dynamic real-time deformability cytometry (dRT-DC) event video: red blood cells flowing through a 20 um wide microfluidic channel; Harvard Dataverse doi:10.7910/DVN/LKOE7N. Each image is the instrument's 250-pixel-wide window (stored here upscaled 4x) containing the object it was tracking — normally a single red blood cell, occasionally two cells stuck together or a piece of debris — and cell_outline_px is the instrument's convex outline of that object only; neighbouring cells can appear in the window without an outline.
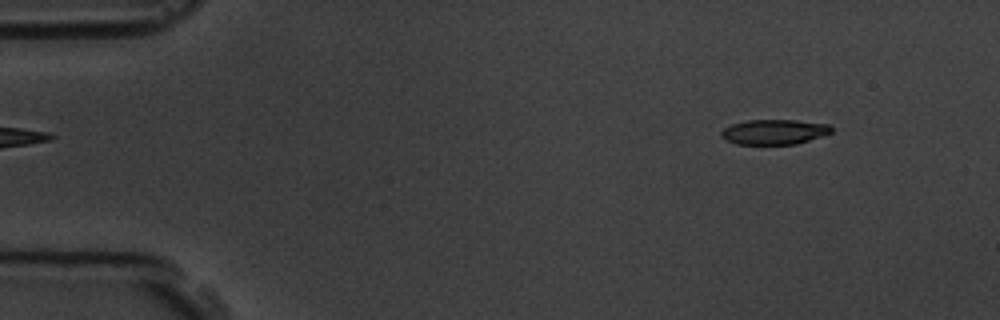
{"species": "common noctule bat (a hibernating species)", "species_latin": "Nyctalus noctula", "temperature_condition": "room temperature", "stored_images_in_passage": 5, "camera_frame_rate_fps": 3000, "um_per_image_px": 0.085, "animal": {"sex": "male", "body_mass_g": 19.5, "forearm_length_mm": 54.6}, "frame": {"image": 1, "passage_image": 1, "time_ms": 0.0, "image_size_px": [1000, 320], "cell_outline_px": [[832, 132], [796, 144], [736, 144], [724, 140], [720, 136], [720, 132], [724, 128], [732, 124], [748, 120], [796, 120], [828, 124], [832, 128]], "centroid_in_image_um": [65.76, 11.21], "position_along_channel_um": 19.2, "area_um2": 16.01}}
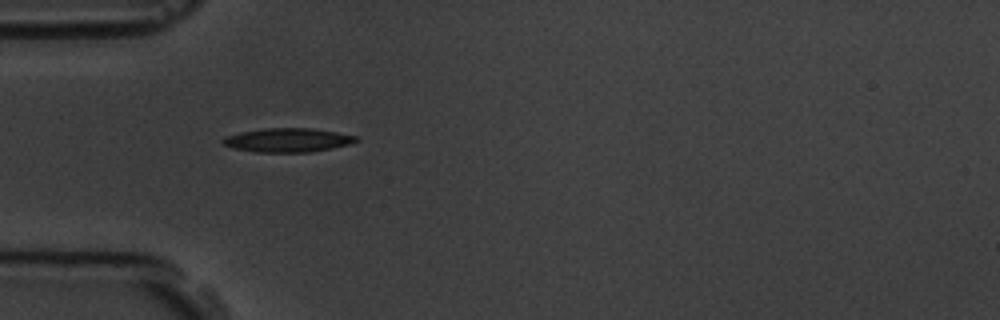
{"frame": {"image": 2, "passage_image": 4, "time_ms": 3.667, "image_size_px": [1000, 320], "cell_outline_px": [[360, 140], [348, 144], [332, 148], [308, 152], [256, 152], [232, 148], [224, 144], [220, 140], [224, 136], [240, 132], [264, 128], [312, 128], [336, 132], [356, 136]], "centroid_in_image_um": [24.41, 11.9], "position_along_channel_um": 60.6, "area_um2": 18.55}}
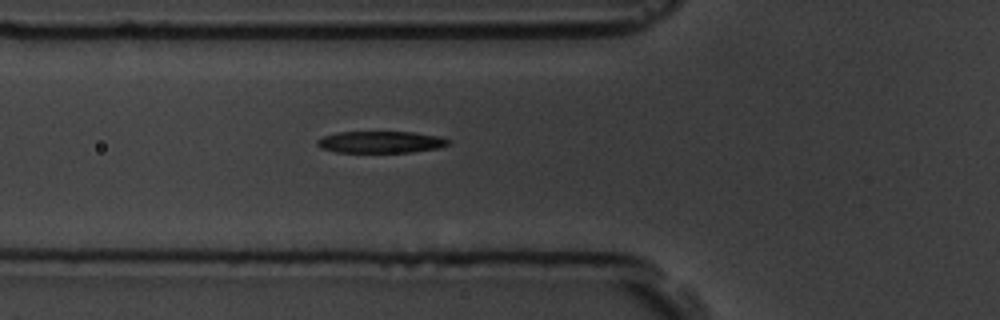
{"frame": {"image": 3, "passage_image": 5, "time_ms": 4.667, "image_size_px": [1000, 320], "cell_outline_px": [[452, 140], [448, 144], [440, 148], [412, 152], [336, 152], [320, 148], [316, 144], [316, 140], [324, 136], [340, 132], [416, 132], [440, 136]], "centroid_in_image_um": [32.4, 12.07], "position_along_channel_um": 93.4, "area_um2": 16.76}}